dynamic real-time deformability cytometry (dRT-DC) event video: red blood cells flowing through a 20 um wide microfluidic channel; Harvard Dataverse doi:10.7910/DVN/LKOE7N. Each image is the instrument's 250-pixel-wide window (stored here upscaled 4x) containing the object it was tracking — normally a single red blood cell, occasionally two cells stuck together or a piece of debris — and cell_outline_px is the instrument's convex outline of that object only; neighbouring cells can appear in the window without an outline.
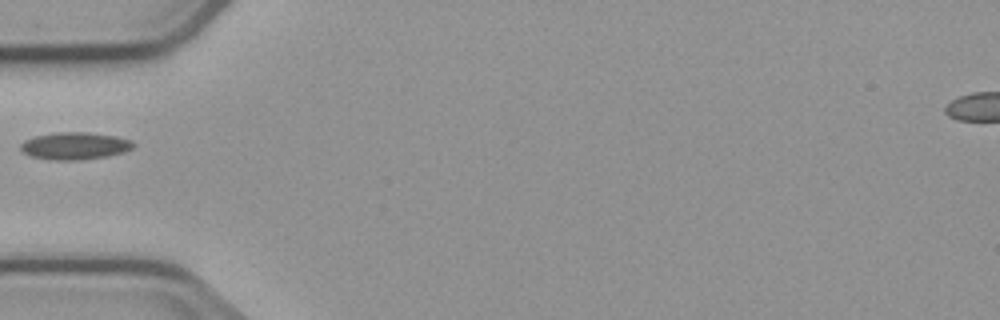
{"species": "common noctule bat (a hibernating species)", "species_latin": "Nyctalus noctula", "temperature_condition": "cold", "stored_images_in_passage": 1, "camera_frame_rate_fps": 3000, "um_per_image_px": 0.085, "animal": {"sex": "male", "body_mass_g": 23.1, "forearm_length_mm": 52.7}, "frame": {"image": 1, "passage_image": 1, "time_ms": 0.0, "image_size_px": [1000, 320], "cell_outline_px": [[136, 144], [132, 148], [124, 152], [108, 156], [80, 160], [56, 160], [32, 156], [24, 152], [20, 148], [20, 144], [24, 140], [36, 136], [56, 132], [88, 132], [116, 136], [132, 140]], "centroid_in_image_um": [6.4, 12.39], "position_along_channel_um": 78.6, "area_um2": 17.92}}